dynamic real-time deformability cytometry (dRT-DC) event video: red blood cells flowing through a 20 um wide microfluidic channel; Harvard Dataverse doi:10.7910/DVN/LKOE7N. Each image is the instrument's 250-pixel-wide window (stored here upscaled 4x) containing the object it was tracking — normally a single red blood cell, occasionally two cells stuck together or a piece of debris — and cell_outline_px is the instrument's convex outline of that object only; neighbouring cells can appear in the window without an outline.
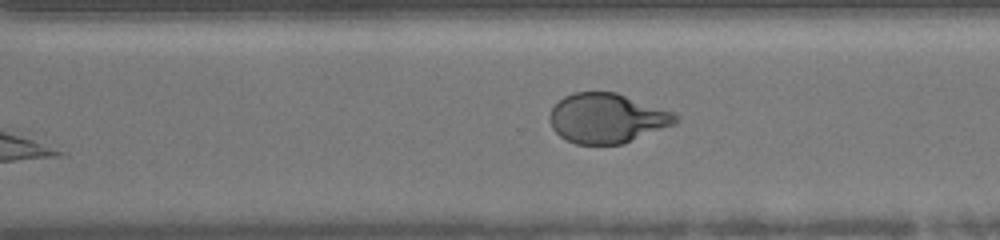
{"species": "human", "species_latin": "Homo sapiens", "temperature_condition": "warm", "stored_images_in_passage": 25, "camera_frame_rate_fps": 3000, "um_per_image_px": 0.085, "donor": {"sex": "female"}, "frame": {"image": 1, "passage_image": 25, "time_ms": 9.333, "image_size_px": [1000, 240], "cell_outline_px": [[680, 120], [676, 124], [624, 144], [576, 144], [560, 136], [552, 128], [548, 120], [548, 116], [552, 108], [564, 96], [576, 92], [616, 92], [676, 112], [680, 116]], "centroid_in_image_um": [51.64, 10.05], "position_along_channel_um": 319.0, "area_um2": 36.88}}